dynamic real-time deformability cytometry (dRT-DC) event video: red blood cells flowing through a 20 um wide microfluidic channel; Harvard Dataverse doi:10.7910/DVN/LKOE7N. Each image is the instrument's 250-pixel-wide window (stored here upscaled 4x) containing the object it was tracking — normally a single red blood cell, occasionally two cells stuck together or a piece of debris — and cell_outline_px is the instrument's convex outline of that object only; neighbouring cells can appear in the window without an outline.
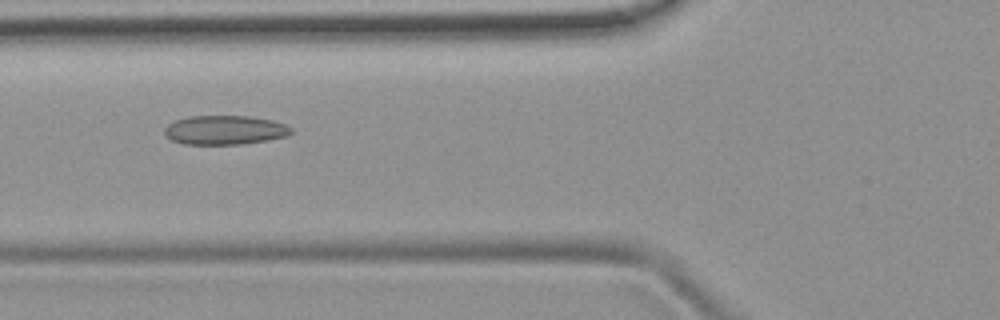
{"species": "common noctule bat (a hibernating species)", "species_latin": "Nyctalus noctula", "temperature_condition": "room temperature", "stored_images_in_passage": 34, "camera_frame_rate_fps": 3000, "um_per_image_px": 0.085, "animal": {"sex": "female", "body_mass_g": 19.9}, "frame": {"image": 1, "passage_image": 8, "time_ms": 2.333, "image_size_px": [1000, 320], "cell_outline_px": [[292, 132], [284, 136], [268, 140], [240, 144], [184, 144], [172, 140], [164, 136], [164, 128], [168, 124], [176, 120], [188, 116], [248, 116], [272, 120], [284, 124], [292, 128]], "centroid_in_image_um": [19.07, 11.05], "position_along_channel_um": 106.7, "area_um2": 21.44}}
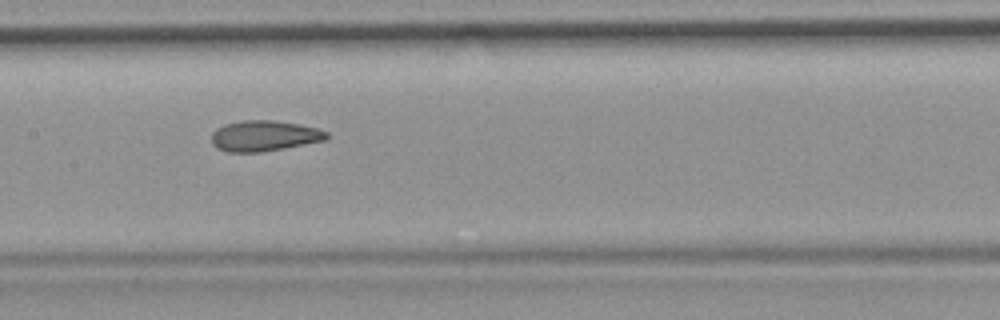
{"frame": {"image": 2, "passage_image": 14, "time_ms": 4.333, "image_size_px": [1000, 320], "cell_outline_px": [[328, 136], [324, 140], [284, 148], [260, 152], [224, 152], [216, 148], [212, 144], [212, 132], [216, 128], [224, 124], [240, 120], [272, 120], [300, 124], [316, 128], [328, 132]], "centroid_in_image_um": [22.4, 11.54], "position_along_channel_um": 185.0, "area_um2": 20.63}}
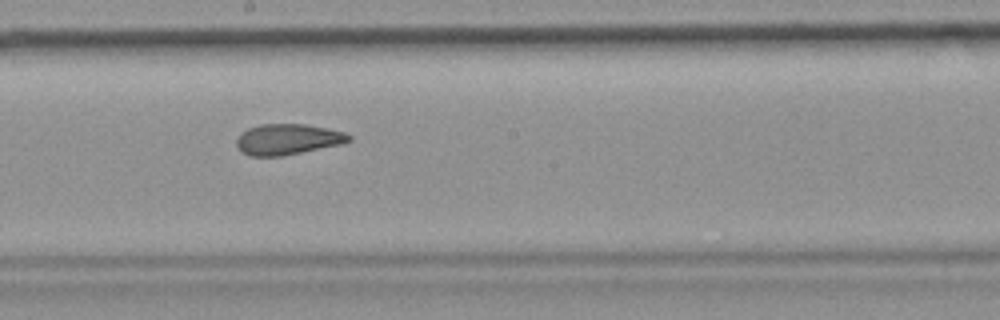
{"frame": {"image": 3, "passage_image": 17, "time_ms": 5.333, "image_size_px": [1000, 320], "cell_outline_px": [[352, 140], [344, 144], [280, 156], [248, 156], [240, 152], [236, 144], [236, 140], [248, 128], [260, 124], [304, 124], [328, 128], [344, 132], [352, 136]], "centroid_in_image_um": [24.48, 11.85], "position_along_channel_um": 223.7, "area_um2": 20.23}, "authors_computed_cell_mechanics": {"area_um2": 20.808, "velocity_mm_per_s": 3.9044, "shape_relaxation_time_tau1_ms": null, "shape_relaxation_time_tau2_ms": 2.3583, "deformation_change_tau1": null, "deformation_change_tau2": 0.0902}}